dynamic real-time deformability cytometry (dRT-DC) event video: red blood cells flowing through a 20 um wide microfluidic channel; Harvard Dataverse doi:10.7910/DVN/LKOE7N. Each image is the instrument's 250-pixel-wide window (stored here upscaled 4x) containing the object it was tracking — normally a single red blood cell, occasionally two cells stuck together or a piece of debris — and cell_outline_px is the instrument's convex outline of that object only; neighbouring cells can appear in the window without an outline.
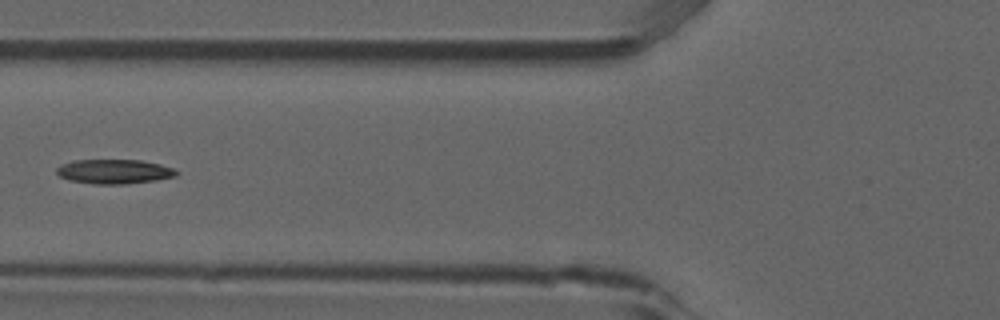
{"species": "common noctule bat (a hibernating species)", "species_latin": "Nyctalus noctula", "temperature_condition": "room temperature", "stored_images_in_passage": 6, "camera_frame_rate_fps": 3000, "um_per_image_px": 0.085, "animal": {"sex": "male", "forearm_length_mm": 52.5}, "frame": {"image": 1, "passage_image": 5, "time_ms": 1.333, "image_size_px": [1000, 320], "cell_outline_px": [[180, 172], [176, 176], [156, 180], [120, 184], [96, 184], [68, 180], [60, 176], [56, 172], [56, 168], [60, 164], [76, 160], [140, 160], [160, 164], [172, 168]], "centroid_in_image_um": [9.69, 14.58], "position_along_channel_um": 116.1, "area_um2": 16.99}}
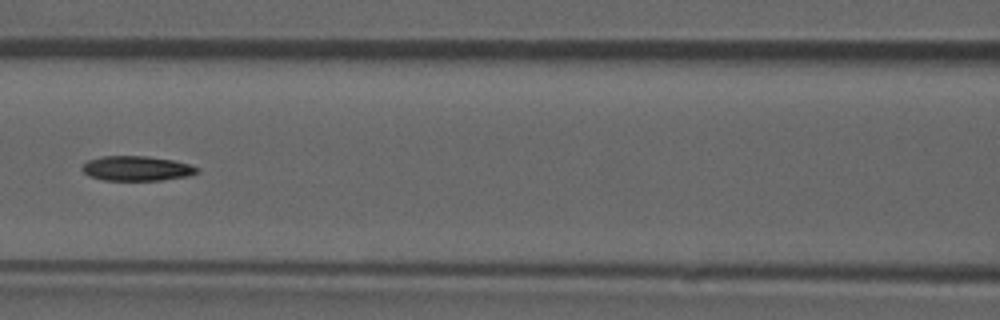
{"frame": {"image": 2, "passage_image": 6, "time_ms": 1.667, "image_size_px": [1000, 320], "cell_outline_px": [[200, 172], [188, 176], [160, 180], [104, 180], [88, 176], [80, 168], [88, 160], [104, 156], [148, 156], [172, 160], [188, 164], [200, 168]], "centroid_in_image_um": [11.62, 14.32], "position_along_channel_um": 155.0, "area_um2": 16.59}}